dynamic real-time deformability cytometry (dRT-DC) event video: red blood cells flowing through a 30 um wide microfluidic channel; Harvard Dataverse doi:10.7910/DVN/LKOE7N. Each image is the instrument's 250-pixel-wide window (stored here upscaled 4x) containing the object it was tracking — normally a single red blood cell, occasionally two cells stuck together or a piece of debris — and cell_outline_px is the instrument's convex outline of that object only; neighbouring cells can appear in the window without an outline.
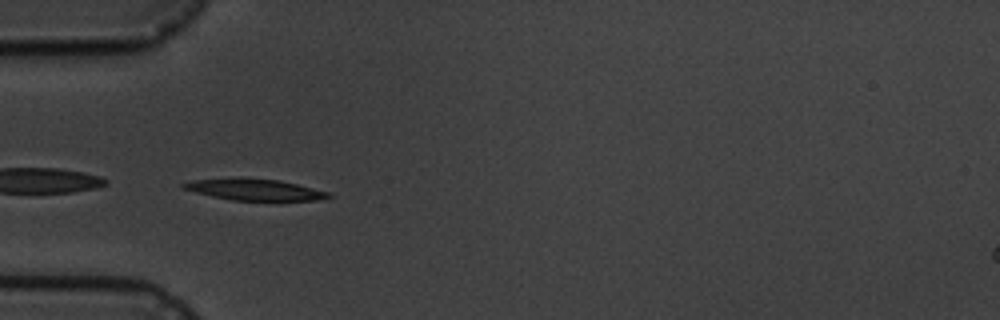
{"species": "common noctule bat (a hibernating species)", "species_latin": "Nyctalus noctula", "temperature_condition": "cold", "stored_images_in_passage": 11, "camera_frame_rate_fps": 3000, "um_per_image_px": 0.085, "animal": {"sex": "male", "body_mass_g": 19.5, "forearm_length_mm": 54.6}, "frame": {"image": 1, "passage_image": 5, "time_ms": 5.333, "image_size_px": [1000, 320], "cell_outline_px": [[336, 196], [320, 200], [232, 200], [212, 196], [196, 192], [184, 188], [180, 184], [192, 180], [240, 176], [280, 180], [328, 192]], "centroid_in_image_um": [21.64, 16.09], "position_along_channel_um": 63.4, "area_um2": 18.26}}
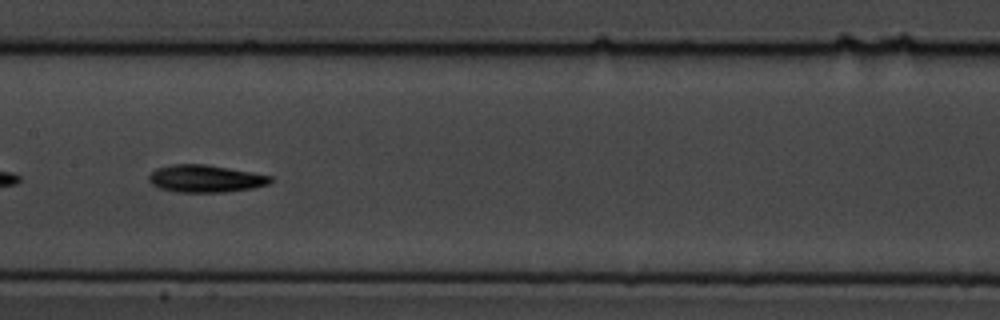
{"frame": {"image": 2, "passage_image": 8, "time_ms": 9.0, "image_size_px": [1000, 320], "cell_outline_px": [[272, 180], [268, 184], [252, 188], [224, 192], [176, 192], [160, 188], [152, 184], [148, 180], [148, 176], [156, 168], [172, 164], [204, 164], [252, 172], [272, 176]], "centroid_in_image_um": [17.44, 15.18], "position_along_channel_um": 190.0, "area_um2": 19.31}}
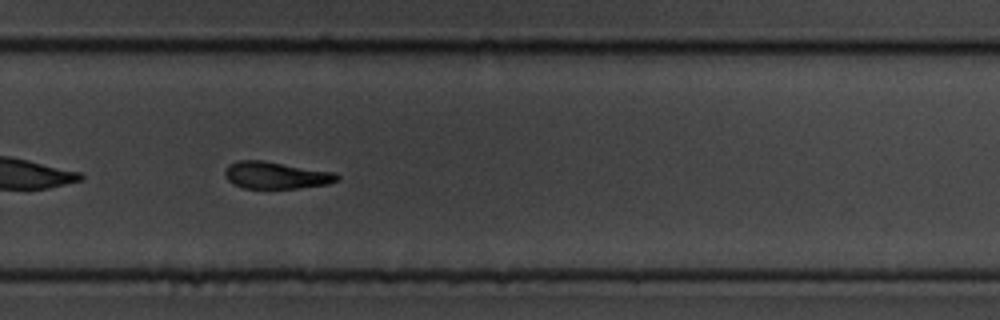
{"frame": {"image": 3, "passage_image": 11, "time_ms": 12.333, "image_size_px": [1000, 320], "cell_outline_px": [[340, 180], [328, 184], [300, 188], [244, 188], [232, 184], [224, 176], [224, 172], [228, 164], [236, 160], [264, 160], [336, 172], [340, 176]], "centroid_in_image_um": [23.47, 14.89], "position_along_channel_um": 306.3, "area_um2": 18.03}}